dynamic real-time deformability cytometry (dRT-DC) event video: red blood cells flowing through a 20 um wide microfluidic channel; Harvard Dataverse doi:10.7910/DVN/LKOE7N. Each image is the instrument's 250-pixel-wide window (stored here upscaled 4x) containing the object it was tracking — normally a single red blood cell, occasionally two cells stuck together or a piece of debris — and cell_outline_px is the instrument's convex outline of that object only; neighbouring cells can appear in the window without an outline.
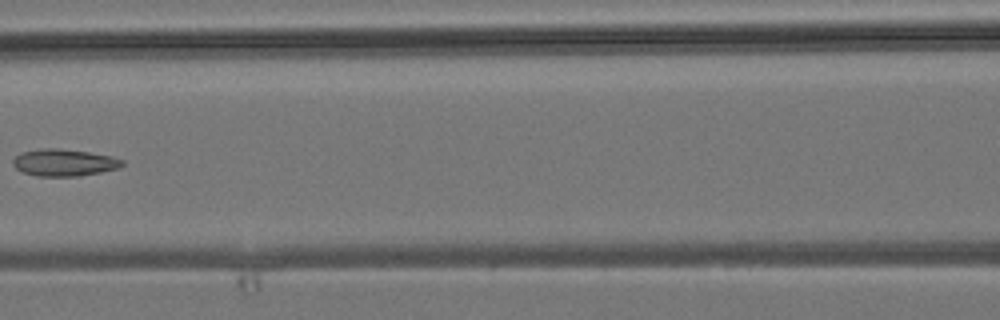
{"species": "common noctule bat (a hibernating species)", "species_latin": "Nyctalus noctula", "temperature_condition": "room temperature", "stored_images_in_passage": 6, "camera_frame_rate_fps": 3000, "um_per_image_px": 0.085, "animal": {"sex": "male", "body_mass_g": 19.2, "forearm_length_mm": 51.8}, "frame": {"image": 1, "passage_image": 6, "time_ms": 5.667, "image_size_px": [1000, 320], "cell_outline_px": [[124, 164], [120, 168], [80, 176], [36, 176], [24, 172], [16, 168], [12, 164], [12, 160], [16, 156], [24, 152], [40, 148], [56, 148], [88, 152], [112, 156], [124, 160]], "centroid_in_image_um": [5.47, 13.82], "position_along_channel_um": 161.1, "area_um2": 17.17}}